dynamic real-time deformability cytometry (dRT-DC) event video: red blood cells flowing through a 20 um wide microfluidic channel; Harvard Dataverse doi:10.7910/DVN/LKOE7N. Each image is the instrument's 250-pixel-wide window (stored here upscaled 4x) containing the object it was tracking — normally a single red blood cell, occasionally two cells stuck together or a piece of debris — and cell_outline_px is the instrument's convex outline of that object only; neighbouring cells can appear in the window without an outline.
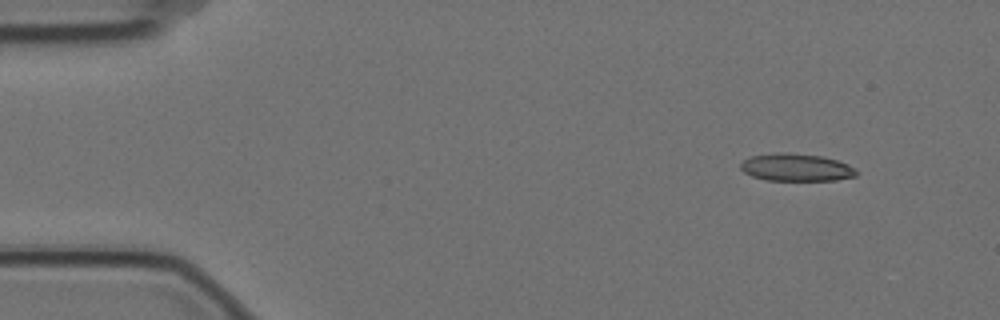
{"species": "Egyptian fruit bat (a non-hibernating species)", "species_latin": "Rousettus aegyptiacus", "temperature_condition": "cold", "stored_images_in_passage": 4, "camera_frame_rate_fps": 3000, "um_per_image_px": 0.085, "animal": {"sex": "female"}, "frame": {"image": 1, "passage_image": 1, "time_ms": 0.0, "image_size_px": [1000, 320], "cell_outline_px": [[856, 176], [836, 180], [768, 180], [752, 176], [744, 172], [740, 168], [740, 164], [748, 156], [772, 152], [788, 152], [820, 156], [836, 160], [848, 164], [856, 168]], "centroid_in_image_um": [67.64, 14.21], "position_along_channel_um": 17.4, "area_um2": 18.67}}
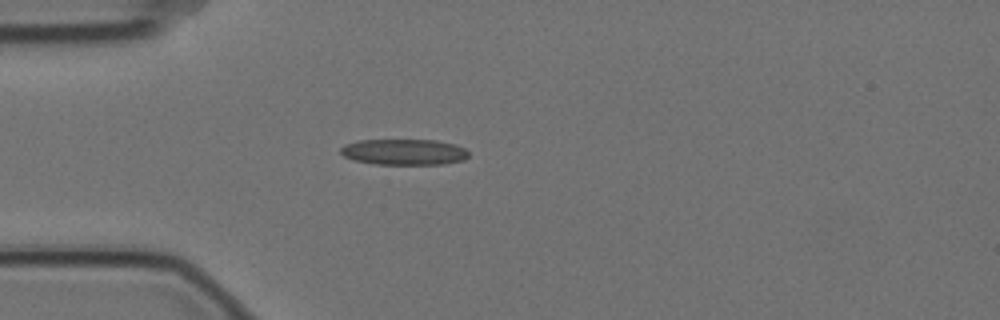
{"frame": {"image": 2, "passage_image": 4, "time_ms": 1.0, "image_size_px": [1000, 320], "cell_outline_px": [[468, 156], [464, 160], [444, 164], [376, 164], [352, 160], [344, 156], [340, 152], [340, 148], [344, 144], [360, 140], [436, 140], [456, 144], [464, 148], [468, 152]], "centroid_in_image_um": [34.34, 12.91], "position_along_channel_um": 50.7, "area_um2": 19.42}}